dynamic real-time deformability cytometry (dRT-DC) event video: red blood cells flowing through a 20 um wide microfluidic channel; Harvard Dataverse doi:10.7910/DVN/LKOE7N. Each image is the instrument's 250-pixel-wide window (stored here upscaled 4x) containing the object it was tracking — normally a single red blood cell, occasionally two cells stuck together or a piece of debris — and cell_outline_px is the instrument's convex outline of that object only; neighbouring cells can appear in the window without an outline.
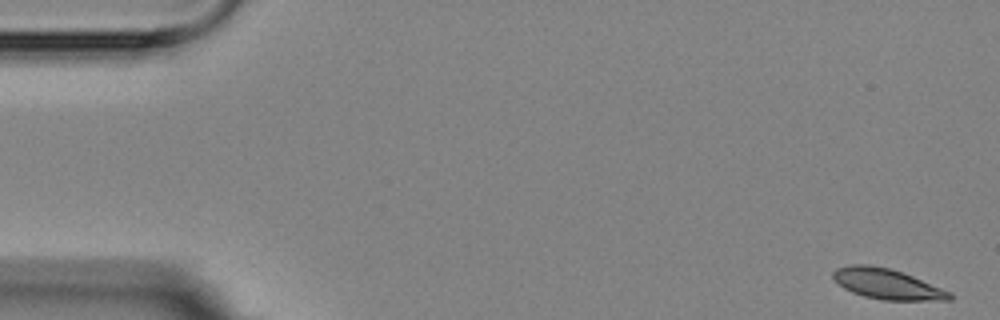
{"species": "Egyptian fruit bat (a non-hibernating species)", "species_latin": "Rousettus aegyptiacus", "temperature_condition": "room temperature", "stored_images_in_passage": 5, "camera_frame_rate_fps": 3000, "um_per_image_px": 0.085, "animal": {"sex": "female"}, "frame": {"image": 1, "passage_image": 1, "time_ms": 0.0, "image_size_px": [1000, 320], "cell_outline_px": [[952, 300], [884, 300], [864, 296], [852, 292], [844, 288], [832, 276], [832, 272], [836, 268], [852, 264], [868, 264], [888, 268], [912, 276], [952, 292]], "centroid_in_image_um": [75.4, 24.14], "position_along_channel_um": 9.6, "area_um2": 20.4}}
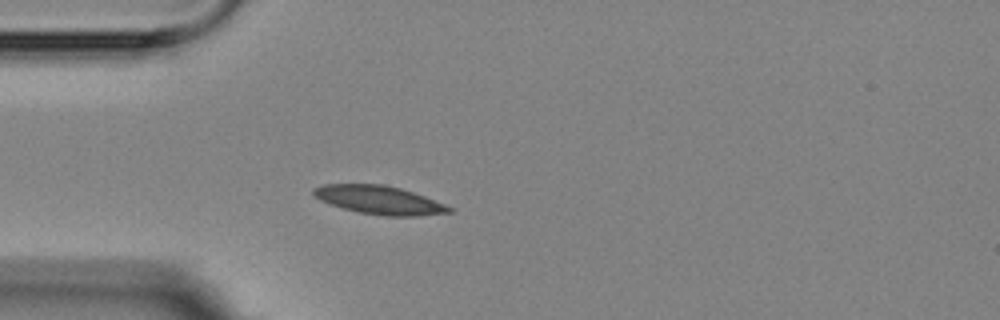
{"frame": {"image": 2, "passage_image": 5, "time_ms": 4.667, "image_size_px": [1000, 320], "cell_outline_px": [[456, 208], [452, 212], [420, 216], [384, 216], [360, 212], [344, 208], [320, 200], [312, 192], [312, 188], [324, 184], [384, 184], [400, 188], [424, 196]], "centroid_in_image_um": [32.29, 17.0], "position_along_channel_um": 52.7, "area_um2": 22.43}}